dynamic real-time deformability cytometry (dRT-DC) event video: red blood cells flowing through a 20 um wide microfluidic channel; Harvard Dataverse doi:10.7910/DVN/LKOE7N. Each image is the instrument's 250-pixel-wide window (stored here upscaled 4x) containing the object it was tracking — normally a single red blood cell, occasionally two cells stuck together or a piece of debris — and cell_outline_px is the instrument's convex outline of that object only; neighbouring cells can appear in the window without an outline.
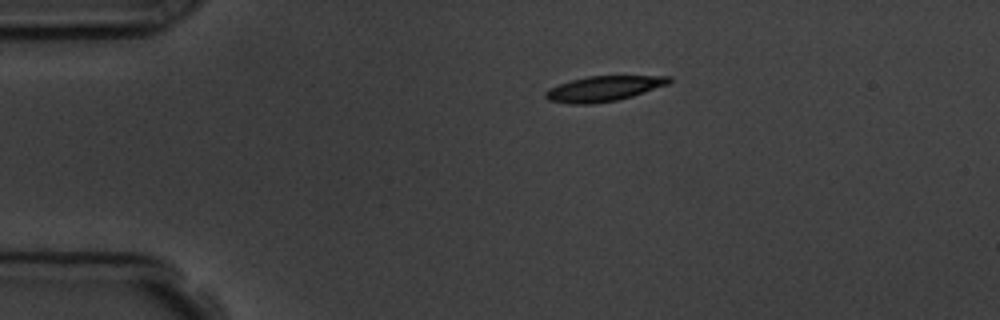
{"species": "common noctule bat (a hibernating species)", "species_latin": "Nyctalus noctula", "temperature_condition": "room temperature", "stored_images_in_passage": 3, "camera_frame_rate_fps": 3000, "um_per_image_px": 0.085, "animal": {"sex": "male", "body_mass_g": 19.5, "forearm_length_mm": 54.6}, "frame": {"image": 1, "passage_image": 1, "time_ms": 0.0, "image_size_px": [1000, 320], "cell_outline_px": [[672, 80], [668, 84], [632, 96], [616, 100], [592, 104], [576, 104], [548, 100], [544, 96], [544, 92], [548, 88], [572, 80], [588, 76], [672, 76]], "centroid_in_image_um": [51.3, 7.53], "position_along_channel_um": 33.7, "area_um2": 17.98}}
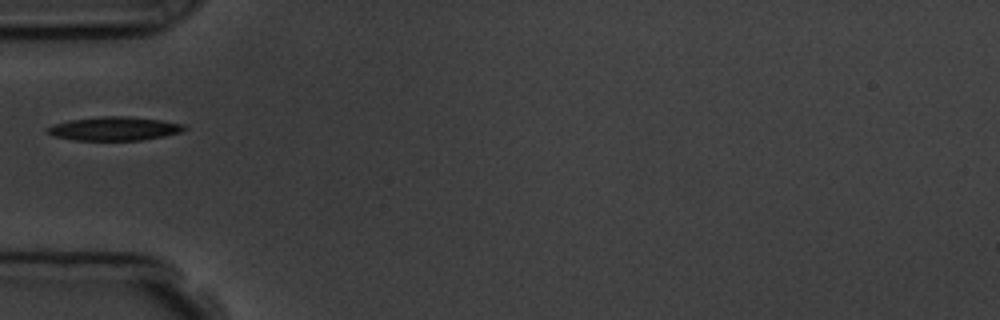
{"frame": {"image": 2, "passage_image": 3, "time_ms": 2.333, "image_size_px": [1000, 320], "cell_outline_px": [[188, 128], [180, 132], [164, 136], [140, 140], [76, 140], [56, 136], [44, 132], [44, 128], [52, 124], [68, 120], [100, 116], [128, 116], [160, 120], [184, 124]], "centroid_in_image_um": [9.67, 10.92], "position_along_channel_um": 75.3, "area_um2": 19.02}}